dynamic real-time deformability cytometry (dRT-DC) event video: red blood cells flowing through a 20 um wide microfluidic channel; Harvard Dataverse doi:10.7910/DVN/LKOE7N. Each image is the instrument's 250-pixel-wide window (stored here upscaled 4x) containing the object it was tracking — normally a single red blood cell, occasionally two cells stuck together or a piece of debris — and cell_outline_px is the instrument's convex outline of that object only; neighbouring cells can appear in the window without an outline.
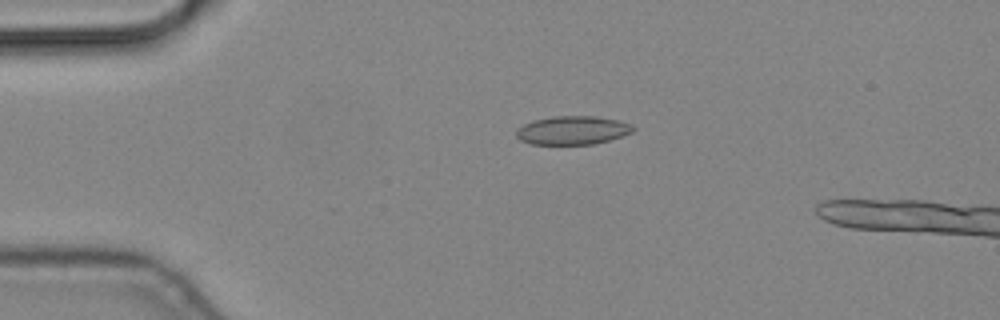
{"species": "common noctule bat (a hibernating species)", "species_latin": "Nyctalus noctula", "temperature_condition": "cold", "stored_images_in_passage": 6, "camera_frame_rate_fps": 3000, "um_per_image_px": 0.085, "animal": {"sex": "male", "body_mass_g": 19.2, "forearm_length_mm": 51.8}, "frame": {"image": 1, "passage_image": 4, "time_ms": 1.0, "image_size_px": [1000, 320], "cell_outline_px": [[636, 128], [632, 132], [608, 140], [592, 144], [532, 144], [520, 140], [516, 136], [516, 128], [532, 120], [552, 116], [596, 116], [616, 120], [632, 124]], "centroid_in_image_um": [48.63, 11.06], "position_along_channel_um": 36.4, "area_um2": 19.42}}